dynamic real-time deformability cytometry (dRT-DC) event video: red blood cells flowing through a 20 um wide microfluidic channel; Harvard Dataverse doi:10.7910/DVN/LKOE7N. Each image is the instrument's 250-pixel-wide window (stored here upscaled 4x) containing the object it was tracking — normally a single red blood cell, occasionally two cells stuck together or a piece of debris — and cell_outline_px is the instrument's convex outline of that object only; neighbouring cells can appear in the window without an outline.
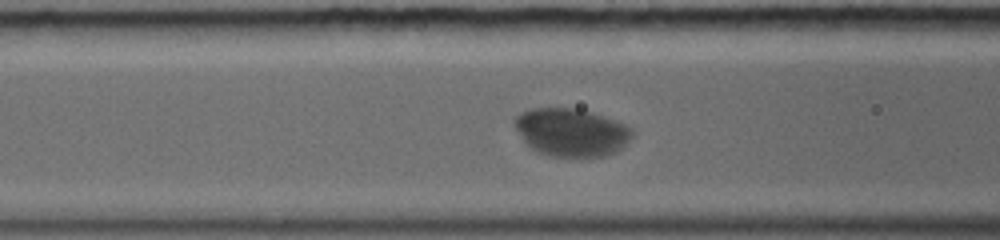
{"species": "common noctule bat (a hibernating species)", "species_latin": "Nyctalus noctula", "temperature_condition": "warm", "stored_images_in_passage": 13, "camera_frame_rate_fps": 5000, "um_per_image_px": 0.085, "animal": {"sex": "female", "body_mass_g": 19.0, "forearm_length_mm": 56.7}, "frame": {"image": 1, "passage_image": 6, "time_ms": 1.4, "image_size_px": [1000, 240], "cell_outline_px": [[632, 136], [616, 152], [604, 156], [548, 156], [536, 152], [528, 148], [512, 124], [512, 120], [520, 112], [532, 108], [576, 108], [592, 112], [624, 124], [632, 128]], "centroid_in_image_um": [48.48, 11.24], "position_along_channel_um": 118.1, "area_um2": 33.0}}